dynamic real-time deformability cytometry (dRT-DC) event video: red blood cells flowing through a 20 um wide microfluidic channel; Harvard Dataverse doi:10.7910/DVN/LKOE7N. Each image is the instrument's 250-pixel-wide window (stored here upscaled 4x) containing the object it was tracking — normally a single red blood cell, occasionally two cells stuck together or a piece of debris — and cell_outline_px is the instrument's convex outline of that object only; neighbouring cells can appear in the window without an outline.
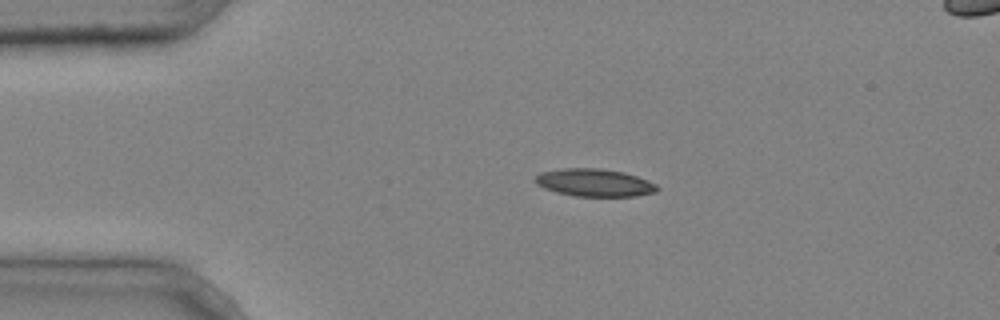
{"species": "common noctule bat (a hibernating species)", "species_latin": "Nyctalus noctula", "temperature_condition": "cold", "stored_images_in_passage": 4, "segment_of_instrument_passage": [1, 2], "camera_frame_rate_fps": 3000, "um_per_image_px": 0.085, "animal": {"sex": "male", "body_mass_g": 20.4}, "frame": {"image": 1, "passage_image": 2, "time_ms": 0.333, "image_size_px": [1000, 320], "cell_outline_px": [[660, 188], [656, 192], [636, 196], [576, 196], [556, 192], [544, 188], [536, 184], [532, 180], [540, 172], [560, 168], [600, 168], [624, 172], [648, 180], [656, 184]], "centroid_in_image_um": [50.51, 15.52], "position_along_channel_um": 34.5, "area_um2": 19.83}}